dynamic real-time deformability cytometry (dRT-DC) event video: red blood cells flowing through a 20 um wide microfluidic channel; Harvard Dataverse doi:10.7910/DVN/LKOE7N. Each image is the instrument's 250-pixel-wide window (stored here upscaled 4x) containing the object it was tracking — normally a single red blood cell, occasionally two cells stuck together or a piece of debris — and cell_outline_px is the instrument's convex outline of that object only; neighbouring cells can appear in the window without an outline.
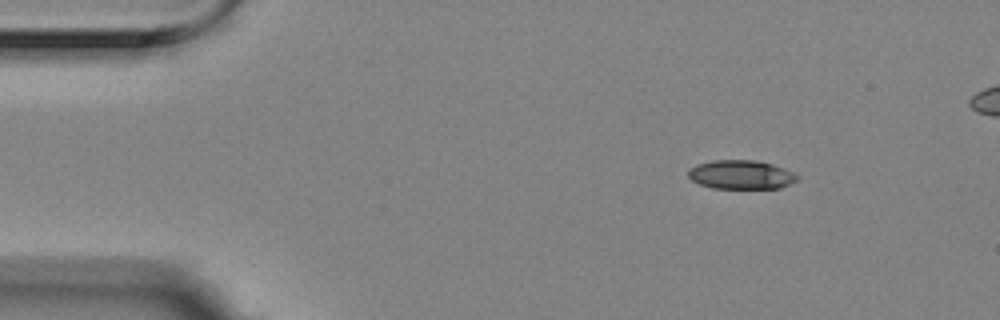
{"species": "Egyptian fruit bat (a non-hibernating species)", "species_latin": "Rousettus aegyptiacus", "temperature_condition": "room temperature", "stored_images_in_passage": 9, "camera_frame_rate_fps": 3000, "um_per_image_px": 0.085, "animal": {"sex": "female"}, "frame": {"image": 1, "passage_image": 3, "time_ms": 0.667, "image_size_px": [1000, 320], "cell_outline_px": [[800, 180], [780, 188], [712, 188], [700, 184], [692, 180], [688, 176], [688, 168], [696, 164], [712, 160], [756, 160], [772, 164], [796, 172], [800, 176]], "centroid_in_image_um": [63.03, 14.84], "position_along_channel_um": 22.0, "area_um2": 18.67}}
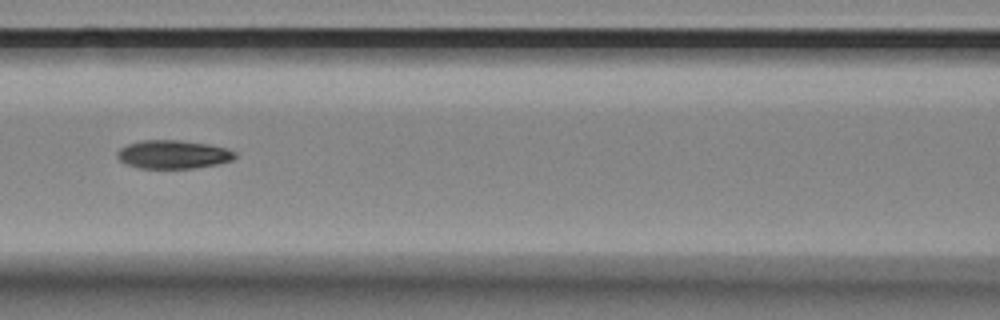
{"frame": {"image": 2, "passage_image": 8, "time_ms": 2.333, "image_size_px": [1000, 320], "cell_outline_px": [[236, 156], [232, 160], [216, 164], [192, 168], [140, 168], [128, 164], [120, 160], [116, 156], [116, 152], [120, 148], [128, 144], [140, 140], [176, 140], [208, 144], [228, 148], [236, 152]], "centroid_in_image_um": [14.71, 13.12], "position_along_channel_um": 151.9, "area_um2": 19.42}}
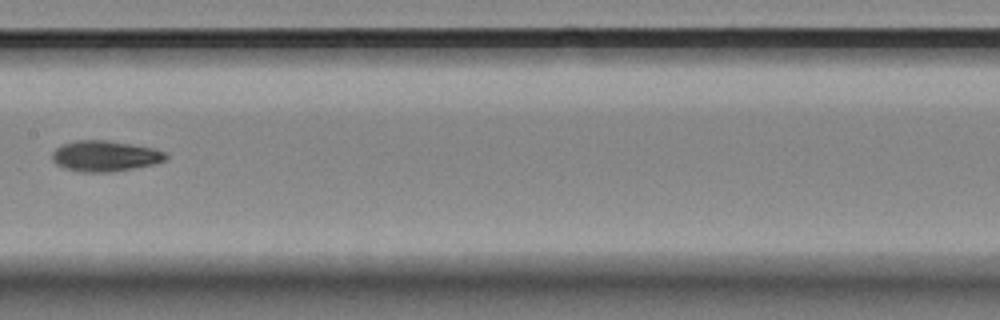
{"frame": {"image": 3, "passage_image": 9, "time_ms": 2.667, "image_size_px": [1000, 320], "cell_outline_px": [[168, 156], [164, 160], [156, 164], [112, 172], [80, 172], [64, 168], [56, 164], [52, 160], [52, 152], [60, 144], [76, 140], [104, 140], [152, 148], [164, 152]], "centroid_in_image_um": [8.88, 13.27], "position_along_channel_um": 198.5, "area_um2": 20.35}}